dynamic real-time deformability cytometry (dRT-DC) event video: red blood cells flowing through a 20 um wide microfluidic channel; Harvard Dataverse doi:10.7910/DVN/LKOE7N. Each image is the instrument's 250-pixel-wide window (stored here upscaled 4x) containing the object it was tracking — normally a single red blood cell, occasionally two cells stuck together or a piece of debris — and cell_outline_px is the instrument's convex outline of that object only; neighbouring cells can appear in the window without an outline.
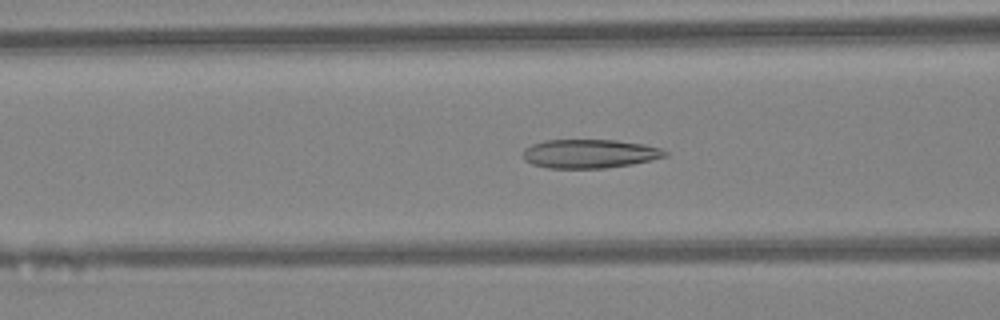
{"species": "Egyptian fruit bat (a non-hibernating species)", "species_latin": "Rousettus aegyptiacus", "temperature_condition": "warm", "stored_images_in_passage": 45, "camera_frame_rate_fps": 3000, "um_per_image_px": 0.085, "animal": {"sex": "female"}, "frame": {"image": 1, "passage_image": 18, "time_ms": 5.667, "image_size_px": [1000, 320], "cell_outline_px": [[668, 156], [652, 160], [632, 164], [604, 168], [548, 168], [532, 164], [524, 160], [524, 148], [532, 144], [544, 140], [616, 140], [644, 144], [660, 148], [668, 152]], "centroid_in_image_um": [50.13, 13.06], "position_along_channel_um": 116.5, "area_um2": 23.93}}
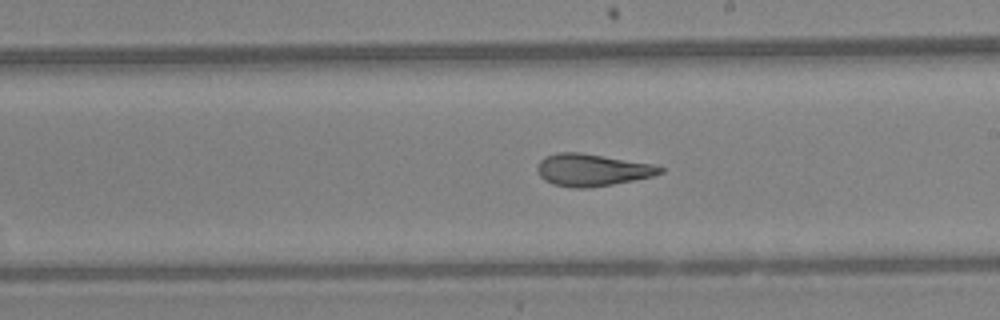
{"frame": {"image": 2, "passage_image": 26, "time_ms": 8.333, "image_size_px": [1000, 320], "cell_outline_px": [[664, 172], [652, 176], [612, 184], [588, 188], [572, 188], [552, 184], [544, 180], [540, 176], [536, 168], [540, 160], [544, 156], [560, 152], [580, 152], [652, 164], [664, 168]], "centroid_in_image_um": [50.29, 14.44], "position_along_channel_um": 238.7, "area_um2": 22.95}}
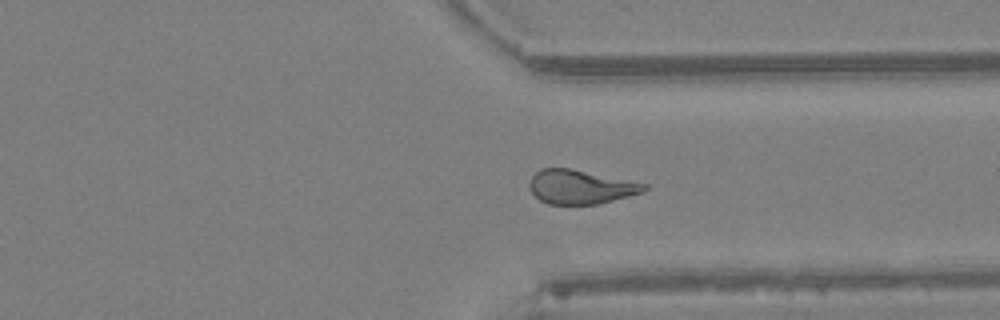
{"frame": {"image": 3, "passage_image": 34, "time_ms": 11.0, "image_size_px": [1000, 320], "cell_outline_px": [[648, 188], [644, 192], [600, 204], [548, 204], [540, 200], [532, 192], [528, 184], [532, 176], [540, 168], [568, 168], [648, 184]], "centroid_in_image_um": [49.35, 15.89], "position_along_channel_um": 362.0, "area_um2": 22.66}, "authors_computed_cell_mechanics": {"area_um2": 23.9292, "velocity_mm_per_s": 4.6077, "shape_relaxation_time_tau1_ms": 7.871, "shape_relaxation_time_tau2_ms": 1.8037, "deformation_change_tau1": 0.233, "deformation_change_tau2": 0.0986}}